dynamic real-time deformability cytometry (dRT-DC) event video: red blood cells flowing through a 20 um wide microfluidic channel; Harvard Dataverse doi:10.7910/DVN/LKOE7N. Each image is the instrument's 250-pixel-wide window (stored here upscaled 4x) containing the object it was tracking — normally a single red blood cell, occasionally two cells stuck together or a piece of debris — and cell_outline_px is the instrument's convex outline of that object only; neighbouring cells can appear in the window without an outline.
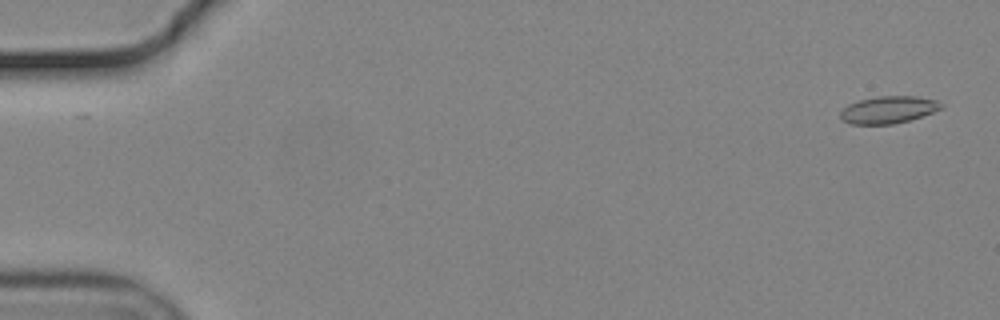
{"species": "common noctule bat (a hibernating species)", "species_latin": "Nyctalus noctula", "temperature_condition": "cold", "stored_images_in_passage": 55, "camera_frame_rate_fps": 3000, "um_per_image_px": 0.085, "animal": {"sex": "male", "body_mass_g": 19.2, "forearm_length_mm": 51.8}, "frame": {"image": 1, "passage_image": 1, "time_ms": 0.0, "image_size_px": [1000, 320], "cell_outline_px": [[944, 108], [908, 120], [892, 124], [852, 124], [844, 120], [840, 116], [840, 112], [848, 104], [860, 100], [880, 96], [916, 96], [936, 100], [944, 104]], "centroid_in_image_um": [75.54, 9.32], "position_along_channel_um": 9.5, "area_um2": 15.78}}
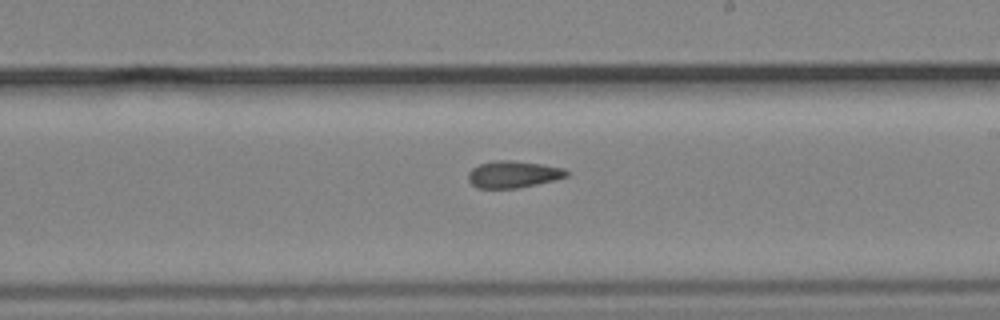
{"frame": {"image": 2, "passage_image": 32, "time_ms": 10.333, "image_size_px": [1000, 320], "cell_outline_px": [[568, 176], [556, 180], [516, 188], [476, 188], [468, 180], [468, 172], [472, 168], [480, 164], [492, 160], [512, 160], [540, 164], [564, 168], [568, 172]], "centroid_in_image_um": [43.6, 14.81], "position_along_channel_um": 245.4, "area_um2": 15.43}}
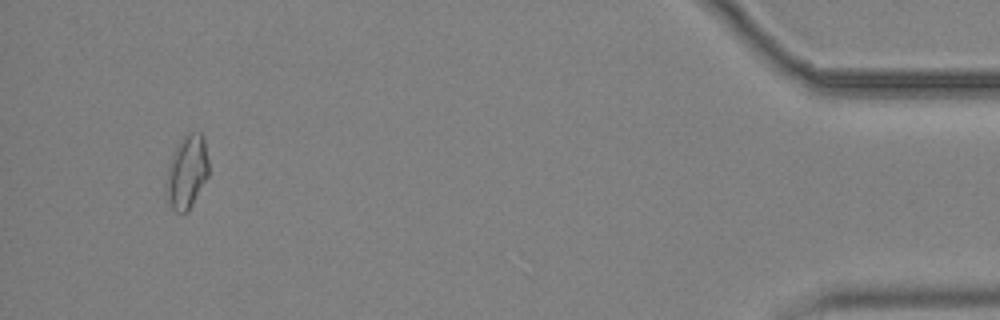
{"frame": {"image": 3, "passage_image": 52, "time_ms": 17.0, "image_size_px": [1000, 320], "cell_outline_px": [[208, 176], [188, 212], [176, 212], [172, 208], [168, 200], [164, 180], [168, 164], [172, 152], [180, 140], [184, 136], [192, 132], [200, 132], [204, 136], [208, 160]], "centroid_in_image_um": [15.86, 14.6], "position_along_channel_um": 419.3, "area_um2": 18.38}, "authors_computed_cell_mechanics": {"area_um2": 15.9528, "velocity_mm_per_s": 3.7109, "shape_relaxation_time_tau1_ms": null, "shape_relaxation_time_tau2_ms": 3.0044, "deformation_change_tau1": null, "deformation_change_tau2": 0.0783}}